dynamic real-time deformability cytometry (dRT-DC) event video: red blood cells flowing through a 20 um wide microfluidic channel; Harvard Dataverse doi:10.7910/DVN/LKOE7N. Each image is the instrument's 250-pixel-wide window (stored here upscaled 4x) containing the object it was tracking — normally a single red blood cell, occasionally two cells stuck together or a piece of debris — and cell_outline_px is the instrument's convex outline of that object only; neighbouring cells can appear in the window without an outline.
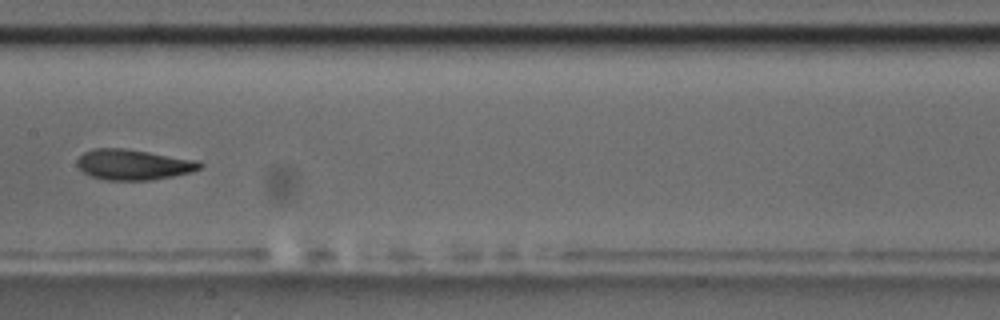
{"species": "common noctule bat (a hibernating species)", "species_latin": "Nyctalus noctula", "temperature_condition": "room temperature", "stored_images_in_passage": 6, "camera_frame_rate_fps": 3000, "um_per_image_px": 0.085, "animal": {"sex": "male", "body_mass_g": 17.5, "forearm_length_mm": 52.3}, "frame": {"image": 1, "passage_image": 6, "time_ms": 6.333, "image_size_px": [1000, 320], "cell_outline_px": [[204, 164], [200, 168], [192, 172], [152, 180], [108, 180], [92, 176], [84, 172], [76, 164], [76, 160], [84, 152], [92, 148], [124, 148], [200, 160]], "centroid_in_image_um": [11.37, 13.98], "position_along_channel_um": 196.0, "area_um2": 21.91}}